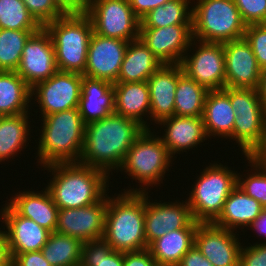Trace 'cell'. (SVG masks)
I'll list each match as a JSON object with an SVG mask.
<instances>
[{
    "mask_svg": "<svg viewBox=\"0 0 266 266\" xmlns=\"http://www.w3.org/2000/svg\"><path fill=\"white\" fill-rule=\"evenodd\" d=\"M82 245L77 238L52 232L41 252L51 266H80Z\"/></svg>",
    "mask_w": 266,
    "mask_h": 266,
    "instance_id": "obj_32",
    "label": "cell"
},
{
    "mask_svg": "<svg viewBox=\"0 0 266 266\" xmlns=\"http://www.w3.org/2000/svg\"><path fill=\"white\" fill-rule=\"evenodd\" d=\"M188 51L193 53L190 54ZM180 64L183 72L189 78L208 90L225 88L226 70L223 43L193 39Z\"/></svg>",
    "mask_w": 266,
    "mask_h": 266,
    "instance_id": "obj_11",
    "label": "cell"
},
{
    "mask_svg": "<svg viewBox=\"0 0 266 266\" xmlns=\"http://www.w3.org/2000/svg\"><path fill=\"white\" fill-rule=\"evenodd\" d=\"M22 1L30 14L42 27L64 15V13L54 4L52 0Z\"/></svg>",
    "mask_w": 266,
    "mask_h": 266,
    "instance_id": "obj_40",
    "label": "cell"
},
{
    "mask_svg": "<svg viewBox=\"0 0 266 266\" xmlns=\"http://www.w3.org/2000/svg\"><path fill=\"white\" fill-rule=\"evenodd\" d=\"M145 192V239L149 246L154 240L168 232L187 228L193 221V216L187 200L181 202H153ZM151 201V202H150Z\"/></svg>",
    "mask_w": 266,
    "mask_h": 266,
    "instance_id": "obj_17",
    "label": "cell"
},
{
    "mask_svg": "<svg viewBox=\"0 0 266 266\" xmlns=\"http://www.w3.org/2000/svg\"><path fill=\"white\" fill-rule=\"evenodd\" d=\"M41 28L22 0H0V29L39 31Z\"/></svg>",
    "mask_w": 266,
    "mask_h": 266,
    "instance_id": "obj_37",
    "label": "cell"
},
{
    "mask_svg": "<svg viewBox=\"0 0 266 266\" xmlns=\"http://www.w3.org/2000/svg\"><path fill=\"white\" fill-rule=\"evenodd\" d=\"M124 266H156L155 260L148 249L124 252Z\"/></svg>",
    "mask_w": 266,
    "mask_h": 266,
    "instance_id": "obj_44",
    "label": "cell"
},
{
    "mask_svg": "<svg viewBox=\"0 0 266 266\" xmlns=\"http://www.w3.org/2000/svg\"><path fill=\"white\" fill-rule=\"evenodd\" d=\"M8 203L19 215L30 218L41 227L55 232L59 208L49 191H20L11 196Z\"/></svg>",
    "mask_w": 266,
    "mask_h": 266,
    "instance_id": "obj_24",
    "label": "cell"
},
{
    "mask_svg": "<svg viewBox=\"0 0 266 266\" xmlns=\"http://www.w3.org/2000/svg\"><path fill=\"white\" fill-rule=\"evenodd\" d=\"M249 228H251L252 231H255V233L259 234L260 237L264 236L263 239H266V207L263 208L261 214L255 219ZM265 239L260 241V243L266 242Z\"/></svg>",
    "mask_w": 266,
    "mask_h": 266,
    "instance_id": "obj_48",
    "label": "cell"
},
{
    "mask_svg": "<svg viewBox=\"0 0 266 266\" xmlns=\"http://www.w3.org/2000/svg\"><path fill=\"white\" fill-rule=\"evenodd\" d=\"M208 89L189 78L184 72L179 76L175 91L174 115L202 116Z\"/></svg>",
    "mask_w": 266,
    "mask_h": 266,
    "instance_id": "obj_33",
    "label": "cell"
},
{
    "mask_svg": "<svg viewBox=\"0 0 266 266\" xmlns=\"http://www.w3.org/2000/svg\"><path fill=\"white\" fill-rule=\"evenodd\" d=\"M146 128L134 119L110 114L85 125L80 164L110 172L121 167L127 151Z\"/></svg>",
    "mask_w": 266,
    "mask_h": 266,
    "instance_id": "obj_1",
    "label": "cell"
},
{
    "mask_svg": "<svg viewBox=\"0 0 266 266\" xmlns=\"http://www.w3.org/2000/svg\"><path fill=\"white\" fill-rule=\"evenodd\" d=\"M0 266H11L8 243L3 232L0 233Z\"/></svg>",
    "mask_w": 266,
    "mask_h": 266,
    "instance_id": "obj_49",
    "label": "cell"
},
{
    "mask_svg": "<svg viewBox=\"0 0 266 266\" xmlns=\"http://www.w3.org/2000/svg\"><path fill=\"white\" fill-rule=\"evenodd\" d=\"M155 133L154 130L151 132V129H145L127 151L118 171L135 179L139 188L133 185L127 191L123 189V192H148L149 187L160 186L167 171L169 173V167H172L175 159L172 160L168 149Z\"/></svg>",
    "mask_w": 266,
    "mask_h": 266,
    "instance_id": "obj_5",
    "label": "cell"
},
{
    "mask_svg": "<svg viewBox=\"0 0 266 266\" xmlns=\"http://www.w3.org/2000/svg\"><path fill=\"white\" fill-rule=\"evenodd\" d=\"M108 193L85 207L59 209L55 232L72 236L82 243L103 238Z\"/></svg>",
    "mask_w": 266,
    "mask_h": 266,
    "instance_id": "obj_14",
    "label": "cell"
},
{
    "mask_svg": "<svg viewBox=\"0 0 266 266\" xmlns=\"http://www.w3.org/2000/svg\"><path fill=\"white\" fill-rule=\"evenodd\" d=\"M237 173L217 162L201 171L186 198L195 221L213 223L218 218L227 197L237 186Z\"/></svg>",
    "mask_w": 266,
    "mask_h": 266,
    "instance_id": "obj_8",
    "label": "cell"
},
{
    "mask_svg": "<svg viewBox=\"0 0 266 266\" xmlns=\"http://www.w3.org/2000/svg\"><path fill=\"white\" fill-rule=\"evenodd\" d=\"M263 206L236 186L227 197L223 210L213 224L220 228L237 231L249 227L263 211ZM243 227V228H242Z\"/></svg>",
    "mask_w": 266,
    "mask_h": 266,
    "instance_id": "obj_27",
    "label": "cell"
},
{
    "mask_svg": "<svg viewBox=\"0 0 266 266\" xmlns=\"http://www.w3.org/2000/svg\"><path fill=\"white\" fill-rule=\"evenodd\" d=\"M114 195H108L103 239L115 251L148 249L144 226L145 192H121Z\"/></svg>",
    "mask_w": 266,
    "mask_h": 266,
    "instance_id": "obj_3",
    "label": "cell"
},
{
    "mask_svg": "<svg viewBox=\"0 0 266 266\" xmlns=\"http://www.w3.org/2000/svg\"><path fill=\"white\" fill-rule=\"evenodd\" d=\"M183 73L181 64H163L147 80L150 94V121L157 124L172 117L175 111V91L179 76Z\"/></svg>",
    "mask_w": 266,
    "mask_h": 266,
    "instance_id": "obj_21",
    "label": "cell"
},
{
    "mask_svg": "<svg viewBox=\"0 0 266 266\" xmlns=\"http://www.w3.org/2000/svg\"><path fill=\"white\" fill-rule=\"evenodd\" d=\"M176 266H213L194 245Z\"/></svg>",
    "mask_w": 266,
    "mask_h": 266,
    "instance_id": "obj_46",
    "label": "cell"
},
{
    "mask_svg": "<svg viewBox=\"0 0 266 266\" xmlns=\"http://www.w3.org/2000/svg\"><path fill=\"white\" fill-rule=\"evenodd\" d=\"M80 266H124V252L115 251L102 238L83 243Z\"/></svg>",
    "mask_w": 266,
    "mask_h": 266,
    "instance_id": "obj_38",
    "label": "cell"
},
{
    "mask_svg": "<svg viewBox=\"0 0 266 266\" xmlns=\"http://www.w3.org/2000/svg\"><path fill=\"white\" fill-rule=\"evenodd\" d=\"M239 266H266V242L242 245Z\"/></svg>",
    "mask_w": 266,
    "mask_h": 266,
    "instance_id": "obj_42",
    "label": "cell"
},
{
    "mask_svg": "<svg viewBox=\"0 0 266 266\" xmlns=\"http://www.w3.org/2000/svg\"><path fill=\"white\" fill-rule=\"evenodd\" d=\"M0 209V215L11 260L25 252L41 251L47 242L50 231L30 218L19 215L8 203ZM6 228V230H5Z\"/></svg>",
    "mask_w": 266,
    "mask_h": 266,
    "instance_id": "obj_18",
    "label": "cell"
},
{
    "mask_svg": "<svg viewBox=\"0 0 266 266\" xmlns=\"http://www.w3.org/2000/svg\"><path fill=\"white\" fill-rule=\"evenodd\" d=\"M259 97L266 107V68L262 70L258 87Z\"/></svg>",
    "mask_w": 266,
    "mask_h": 266,
    "instance_id": "obj_50",
    "label": "cell"
},
{
    "mask_svg": "<svg viewBox=\"0 0 266 266\" xmlns=\"http://www.w3.org/2000/svg\"><path fill=\"white\" fill-rule=\"evenodd\" d=\"M113 87L114 113L134 119L146 129H150L151 124L147 122L150 120V94L147 81L114 83Z\"/></svg>",
    "mask_w": 266,
    "mask_h": 266,
    "instance_id": "obj_26",
    "label": "cell"
},
{
    "mask_svg": "<svg viewBox=\"0 0 266 266\" xmlns=\"http://www.w3.org/2000/svg\"><path fill=\"white\" fill-rule=\"evenodd\" d=\"M38 31L0 29V71H16L29 37Z\"/></svg>",
    "mask_w": 266,
    "mask_h": 266,
    "instance_id": "obj_36",
    "label": "cell"
},
{
    "mask_svg": "<svg viewBox=\"0 0 266 266\" xmlns=\"http://www.w3.org/2000/svg\"><path fill=\"white\" fill-rule=\"evenodd\" d=\"M64 14L85 12L87 0H52Z\"/></svg>",
    "mask_w": 266,
    "mask_h": 266,
    "instance_id": "obj_47",
    "label": "cell"
},
{
    "mask_svg": "<svg viewBox=\"0 0 266 266\" xmlns=\"http://www.w3.org/2000/svg\"><path fill=\"white\" fill-rule=\"evenodd\" d=\"M193 1V39L225 43L244 38L247 25L234 0H196V4Z\"/></svg>",
    "mask_w": 266,
    "mask_h": 266,
    "instance_id": "obj_9",
    "label": "cell"
},
{
    "mask_svg": "<svg viewBox=\"0 0 266 266\" xmlns=\"http://www.w3.org/2000/svg\"><path fill=\"white\" fill-rule=\"evenodd\" d=\"M50 34L55 51L58 71L83 74L87 53L94 32L92 21L86 12L64 14L44 26Z\"/></svg>",
    "mask_w": 266,
    "mask_h": 266,
    "instance_id": "obj_6",
    "label": "cell"
},
{
    "mask_svg": "<svg viewBox=\"0 0 266 266\" xmlns=\"http://www.w3.org/2000/svg\"><path fill=\"white\" fill-rule=\"evenodd\" d=\"M199 222L193 221L185 229H177L154 240L149 246L156 265L176 266L195 245V232Z\"/></svg>",
    "mask_w": 266,
    "mask_h": 266,
    "instance_id": "obj_28",
    "label": "cell"
},
{
    "mask_svg": "<svg viewBox=\"0 0 266 266\" xmlns=\"http://www.w3.org/2000/svg\"><path fill=\"white\" fill-rule=\"evenodd\" d=\"M129 42L93 32L82 75L116 83Z\"/></svg>",
    "mask_w": 266,
    "mask_h": 266,
    "instance_id": "obj_16",
    "label": "cell"
},
{
    "mask_svg": "<svg viewBox=\"0 0 266 266\" xmlns=\"http://www.w3.org/2000/svg\"><path fill=\"white\" fill-rule=\"evenodd\" d=\"M225 54V87L258 89L261 68L245 38L223 43Z\"/></svg>",
    "mask_w": 266,
    "mask_h": 266,
    "instance_id": "obj_20",
    "label": "cell"
},
{
    "mask_svg": "<svg viewBox=\"0 0 266 266\" xmlns=\"http://www.w3.org/2000/svg\"><path fill=\"white\" fill-rule=\"evenodd\" d=\"M44 170L52 172L45 187L59 209L90 206L109 193L110 177L102 170L76 163H55Z\"/></svg>",
    "mask_w": 266,
    "mask_h": 266,
    "instance_id": "obj_2",
    "label": "cell"
},
{
    "mask_svg": "<svg viewBox=\"0 0 266 266\" xmlns=\"http://www.w3.org/2000/svg\"><path fill=\"white\" fill-rule=\"evenodd\" d=\"M245 40L257 59L261 70L266 68V24H250L246 26Z\"/></svg>",
    "mask_w": 266,
    "mask_h": 266,
    "instance_id": "obj_39",
    "label": "cell"
},
{
    "mask_svg": "<svg viewBox=\"0 0 266 266\" xmlns=\"http://www.w3.org/2000/svg\"><path fill=\"white\" fill-rule=\"evenodd\" d=\"M166 128L163 135L159 136L163 144L168 149L170 155L177 158L175 155L180 152H187L207 140V134L204 127L202 116L187 117L177 116L165 118L157 123Z\"/></svg>",
    "mask_w": 266,
    "mask_h": 266,
    "instance_id": "obj_22",
    "label": "cell"
},
{
    "mask_svg": "<svg viewBox=\"0 0 266 266\" xmlns=\"http://www.w3.org/2000/svg\"><path fill=\"white\" fill-rule=\"evenodd\" d=\"M162 65L140 39L130 41L116 83L147 81Z\"/></svg>",
    "mask_w": 266,
    "mask_h": 266,
    "instance_id": "obj_29",
    "label": "cell"
},
{
    "mask_svg": "<svg viewBox=\"0 0 266 266\" xmlns=\"http://www.w3.org/2000/svg\"><path fill=\"white\" fill-rule=\"evenodd\" d=\"M176 24H192L191 0H170L151 10L140 20L139 28H160Z\"/></svg>",
    "mask_w": 266,
    "mask_h": 266,
    "instance_id": "obj_34",
    "label": "cell"
},
{
    "mask_svg": "<svg viewBox=\"0 0 266 266\" xmlns=\"http://www.w3.org/2000/svg\"><path fill=\"white\" fill-rule=\"evenodd\" d=\"M114 102L113 83L83 75L78 109L85 125L113 114Z\"/></svg>",
    "mask_w": 266,
    "mask_h": 266,
    "instance_id": "obj_23",
    "label": "cell"
},
{
    "mask_svg": "<svg viewBox=\"0 0 266 266\" xmlns=\"http://www.w3.org/2000/svg\"><path fill=\"white\" fill-rule=\"evenodd\" d=\"M29 103L33 105L26 82L16 71H0V116L31 113Z\"/></svg>",
    "mask_w": 266,
    "mask_h": 266,
    "instance_id": "obj_31",
    "label": "cell"
},
{
    "mask_svg": "<svg viewBox=\"0 0 266 266\" xmlns=\"http://www.w3.org/2000/svg\"><path fill=\"white\" fill-rule=\"evenodd\" d=\"M11 266H51L41 251L17 254L11 260Z\"/></svg>",
    "mask_w": 266,
    "mask_h": 266,
    "instance_id": "obj_43",
    "label": "cell"
},
{
    "mask_svg": "<svg viewBox=\"0 0 266 266\" xmlns=\"http://www.w3.org/2000/svg\"><path fill=\"white\" fill-rule=\"evenodd\" d=\"M139 39L162 64H180L193 40L192 24L139 28Z\"/></svg>",
    "mask_w": 266,
    "mask_h": 266,
    "instance_id": "obj_15",
    "label": "cell"
},
{
    "mask_svg": "<svg viewBox=\"0 0 266 266\" xmlns=\"http://www.w3.org/2000/svg\"><path fill=\"white\" fill-rule=\"evenodd\" d=\"M235 111L232 140L245 156L266 155V107L253 88H230Z\"/></svg>",
    "mask_w": 266,
    "mask_h": 266,
    "instance_id": "obj_7",
    "label": "cell"
},
{
    "mask_svg": "<svg viewBox=\"0 0 266 266\" xmlns=\"http://www.w3.org/2000/svg\"><path fill=\"white\" fill-rule=\"evenodd\" d=\"M58 71L50 34L42 27L26 41L16 73L33 88Z\"/></svg>",
    "mask_w": 266,
    "mask_h": 266,
    "instance_id": "obj_13",
    "label": "cell"
},
{
    "mask_svg": "<svg viewBox=\"0 0 266 266\" xmlns=\"http://www.w3.org/2000/svg\"><path fill=\"white\" fill-rule=\"evenodd\" d=\"M38 138L36 163H76L84 146L85 124L78 108L43 116Z\"/></svg>",
    "mask_w": 266,
    "mask_h": 266,
    "instance_id": "obj_4",
    "label": "cell"
},
{
    "mask_svg": "<svg viewBox=\"0 0 266 266\" xmlns=\"http://www.w3.org/2000/svg\"><path fill=\"white\" fill-rule=\"evenodd\" d=\"M244 157L250 164L247 166H251V171L246 170L248 173L244 176L240 175V172L237 173V186L266 207V155H245Z\"/></svg>",
    "mask_w": 266,
    "mask_h": 266,
    "instance_id": "obj_35",
    "label": "cell"
},
{
    "mask_svg": "<svg viewBox=\"0 0 266 266\" xmlns=\"http://www.w3.org/2000/svg\"><path fill=\"white\" fill-rule=\"evenodd\" d=\"M29 117L30 113L0 116V163L13 160L27 148L31 138Z\"/></svg>",
    "mask_w": 266,
    "mask_h": 266,
    "instance_id": "obj_30",
    "label": "cell"
},
{
    "mask_svg": "<svg viewBox=\"0 0 266 266\" xmlns=\"http://www.w3.org/2000/svg\"><path fill=\"white\" fill-rule=\"evenodd\" d=\"M236 231L199 223L195 232V246L213 266H239L242 243Z\"/></svg>",
    "mask_w": 266,
    "mask_h": 266,
    "instance_id": "obj_19",
    "label": "cell"
},
{
    "mask_svg": "<svg viewBox=\"0 0 266 266\" xmlns=\"http://www.w3.org/2000/svg\"><path fill=\"white\" fill-rule=\"evenodd\" d=\"M235 117V111L230 103V87L209 90L202 114L208 139L218 136L232 140Z\"/></svg>",
    "mask_w": 266,
    "mask_h": 266,
    "instance_id": "obj_25",
    "label": "cell"
},
{
    "mask_svg": "<svg viewBox=\"0 0 266 266\" xmlns=\"http://www.w3.org/2000/svg\"><path fill=\"white\" fill-rule=\"evenodd\" d=\"M83 75L57 71L31 88V100L40 107L41 117L79 107ZM35 98H34V97Z\"/></svg>",
    "mask_w": 266,
    "mask_h": 266,
    "instance_id": "obj_12",
    "label": "cell"
},
{
    "mask_svg": "<svg viewBox=\"0 0 266 266\" xmlns=\"http://www.w3.org/2000/svg\"><path fill=\"white\" fill-rule=\"evenodd\" d=\"M246 25L266 24V0H234Z\"/></svg>",
    "mask_w": 266,
    "mask_h": 266,
    "instance_id": "obj_41",
    "label": "cell"
},
{
    "mask_svg": "<svg viewBox=\"0 0 266 266\" xmlns=\"http://www.w3.org/2000/svg\"><path fill=\"white\" fill-rule=\"evenodd\" d=\"M170 0H129L130 6L135 16L141 20L151 10L164 5Z\"/></svg>",
    "mask_w": 266,
    "mask_h": 266,
    "instance_id": "obj_45",
    "label": "cell"
},
{
    "mask_svg": "<svg viewBox=\"0 0 266 266\" xmlns=\"http://www.w3.org/2000/svg\"><path fill=\"white\" fill-rule=\"evenodd\" d=\"M85 12L96 34L128 42L139 39L140 20L129 0H87Z\"/></svg>",
    "mask_w": 266,
    "mask_h": 266,
    "instance_id": "obj_10",
    "label": "cell"
}]
</instances>
